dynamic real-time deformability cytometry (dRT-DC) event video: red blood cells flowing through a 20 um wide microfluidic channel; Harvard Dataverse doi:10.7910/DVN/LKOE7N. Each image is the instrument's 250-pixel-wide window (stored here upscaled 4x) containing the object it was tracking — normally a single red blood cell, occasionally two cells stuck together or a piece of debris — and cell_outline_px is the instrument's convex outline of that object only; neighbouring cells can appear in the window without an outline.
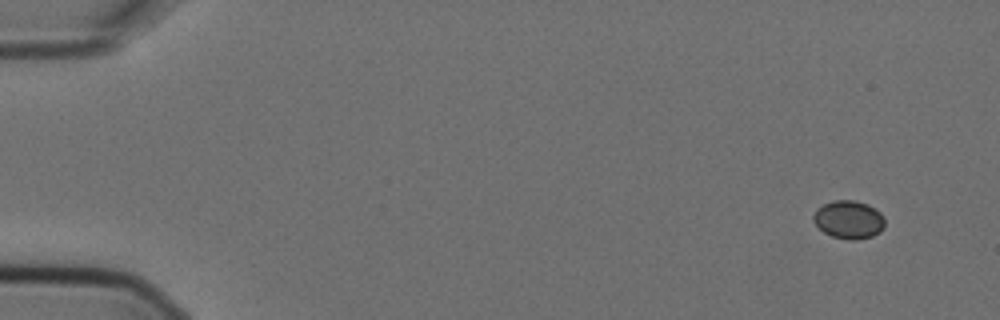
{"species": "Egyptian fruit bat (a non-hibernating species)", "species_latin": "Rousettus aegyptiacus", "temperature_condition": "cold", "stored_images_in_passage": 9, "camera_frame_rate_fps": 3000, "um_per_image_px": 0.085, "animal": {"sex": "female"}, "frame": {"image": 1, "passage_image": 1, "time_ms": 0.0, "image_size_px": [1000, 320], "cell_outline_px": [[884, 228], [880, 232], [872, 236], [856, 240], [848, 240], [832, 236], [824, 232], [812, 220], [812, 216], [816, 208], [832, 200], [856, 200], [868, 204], [876, 208], [884, 216]], "centroid_in_image_um": [72.15, 18.66], "position_along_channel_um": 12.8, "area_um2": 16.13}}
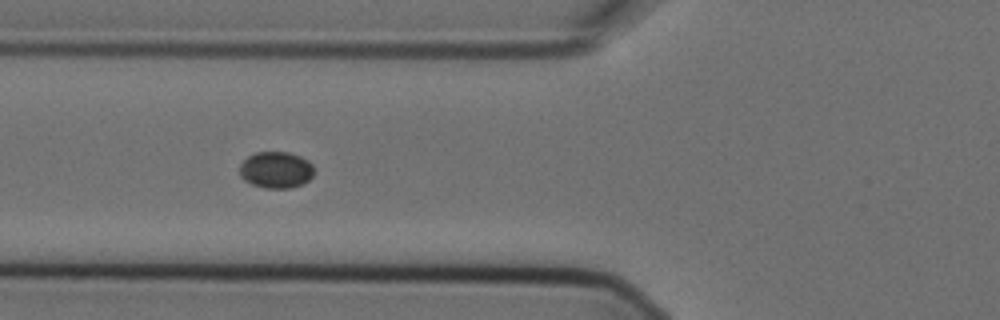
{"frame": {"image": 2, "passage_image": 6, "time_ms": 1.667, "image_size_px": [1000, 320], "cell_outline_px": [[312, 176], [304, 184], [292, 188], [264, 188], [252, 184], [244, 180], [240, 176], [240, 164], [248, 156], [256, 152], [288, 152], [300, 156], [308, 160], [312, 164]], "centroid_in_image_um": [23.45, 14.44], "position_along_channel_um": 102.3, "area_um2": 15.9}}
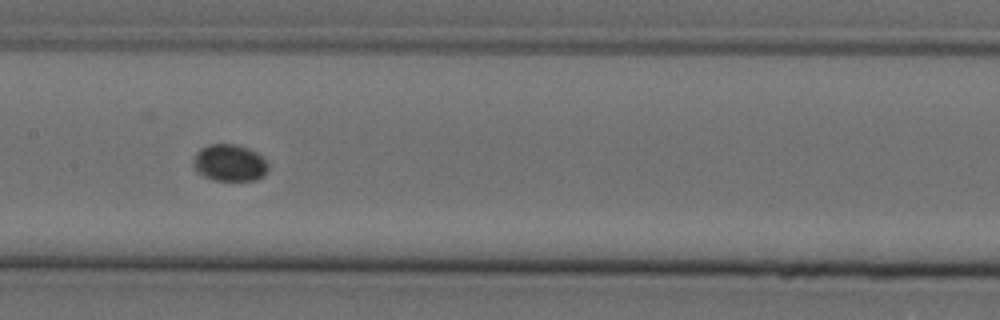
{"frame": {"image": 3, "passage_image": 8, "time_ms": 2.333, "image_size_px": [1000, 320], "cell_outline_px": [[268, 168], [264, 176], [256, 180], [212, 180], [196, 172], [192, 164], [192, 160], [196, 152], [200, 148], [208, 144], [236, 144], [248, 148], [256, 152], [268, 164]], "centroid_in_image_um": [19.47, 13.84], "position_along_channel_um": 187.9, "area_um2": 16.24}}